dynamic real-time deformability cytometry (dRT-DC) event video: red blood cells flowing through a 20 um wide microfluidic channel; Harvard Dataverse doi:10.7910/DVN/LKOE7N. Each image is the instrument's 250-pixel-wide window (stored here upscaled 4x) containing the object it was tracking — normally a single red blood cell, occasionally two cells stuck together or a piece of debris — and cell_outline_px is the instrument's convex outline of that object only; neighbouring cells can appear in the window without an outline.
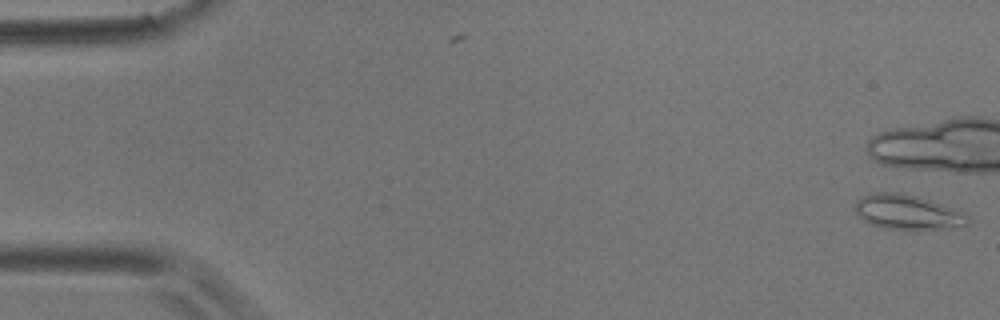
{"species": "common noctule bat (a hibernating species)", "species_latin": "Nyctalus noctula", "temperature_condition": "room temperature", "stored_images_in_passage": 2, "camera_frame_rate_fps": 3000, "um_per_image_px": 0.085, "animal": {"sex": "male", "body_mass_g": 17.9}, "frame": {"image": 1, "passage_image": 2, "time_ms": 0.333, "image_size_px": [1000, 320], "cell_outline_px": [[968, 224], [960, 228], [916, 232], [912, 232], [884, 228], [872, 224], [864, 220], [856, 212], [856, 200], [860, 196], [876, 192], [896, 192], [928, 200], [964, 212], [968, 216]], "centroid_in_image_um": [77.18, 18.1], "position_along_channel_um": 7.8, "area_um2": 23.35}}